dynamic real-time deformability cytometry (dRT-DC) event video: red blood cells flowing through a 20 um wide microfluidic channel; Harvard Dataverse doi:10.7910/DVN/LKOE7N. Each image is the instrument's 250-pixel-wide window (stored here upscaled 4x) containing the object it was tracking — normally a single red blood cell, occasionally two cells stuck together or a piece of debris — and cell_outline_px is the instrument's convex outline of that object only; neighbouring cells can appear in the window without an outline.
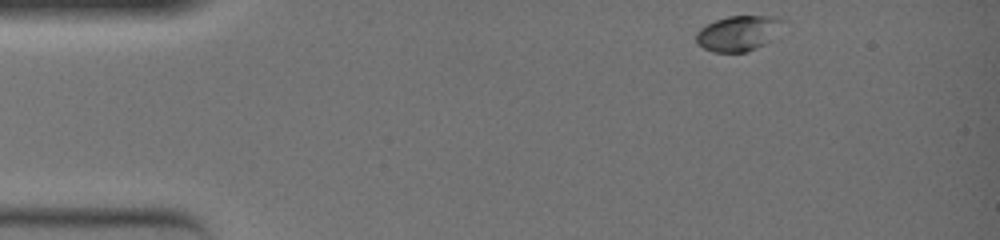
{"species": "common noctule bat (a hibernating species)", "species_latin": "Nyctalus noctula", "temperature_condition": "warm", "stored_images_in_passage": 40, "camera_frame_rate_fps": 3000, "um_per_image_px": 0.085, "animal": {"sex": "female", "body_mass_g": 19.0, "forearm_length_mm": 51.5}, "frame": {"image": 1, "passage_image": 1, "time_ms": 0.0, "image_size_px": [1000, 240], "cell_outline_px": [[788, 20], [772, 40], [748, 52], [712, 52], [704, 48], [696, 40], [696, 32], [700, 28], [716, 20], [728, 16], [776, 16]], "centroid_in_image_um": [62.83, 2.82], "position_along_channel_um": 22.2, "area_um2": 18.09}}
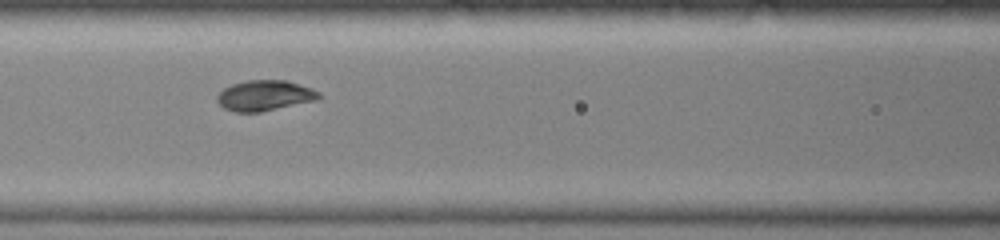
{"frame": {"image": 2, "passage_image": 17, "time_ms": 5.333, "image_size_px": [1000, 240], "cell_outline_px": [[324, 96], [320, 100], [260, 112], [236, 112], [224, 108], [216, 100], [216, 96], [224, 88], [232, 84], [244, 80], [284, 80], [312, 88], [320, 92]], "centroid_in_image_um": [22.55, 8.12], "position_along_channel_um": 144.1, "area_um2": 18.32}}
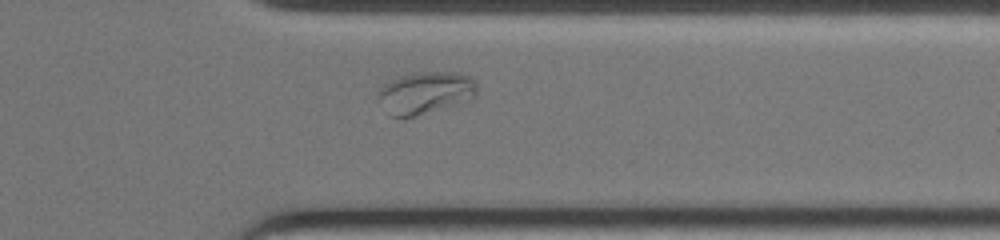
{"frame": {"image": 3, "passage_image": 35, "time_ms": 11.333, "image_size_px": [1000, 240], "cell_outline_px": [[476, 96], [472, 100], [412, 116], [388, 116], [376, 92], [384, 84], [400, 76], [416, 72], [460, 72], [468, 76], [476, 84]], "centroid_in_image_um": [36.16, 7.87], "position_along_channel_um": 375.2, "area_um2": 24.1}, "authors_computed_cell_mechanics": {"area_um2": 17.7446, "velocity_mm_per_s": 3.8356, "shape_relaxation_time_tau1_ms": 3.776, "shape_relaxation_time_tau2_ms": null, "deformation_change_tau1": 0.185, "deformation_change_tau2": null}}